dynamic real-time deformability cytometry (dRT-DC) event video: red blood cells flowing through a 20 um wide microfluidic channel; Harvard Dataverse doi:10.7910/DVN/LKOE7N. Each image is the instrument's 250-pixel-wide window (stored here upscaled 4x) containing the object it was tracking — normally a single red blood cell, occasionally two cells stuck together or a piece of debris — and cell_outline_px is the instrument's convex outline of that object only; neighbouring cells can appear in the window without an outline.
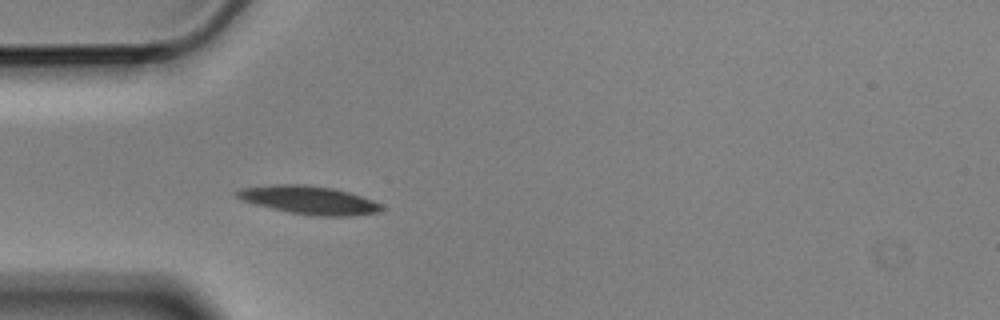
{"species": "Egyptian fruit bat (a non-hibernating species)", "species_latin": "Rousettus aegyptiacus", "temperature_condition": "cold", "stored_images_in_passage": 3, "camera_frame_rate_fps": 3000, "um_per_image_px": 0.085, "animal": {"sex": "male"}, "frame": {"image": 1, "passage_image": 3, "time_ms": 0.667, "image_size_px": [1000, 320], "cell_outline_px": [[384, 208], [380, 212], [352, 216], [320, 216], [292, 212], [272, 208], [240, 200], [236, 196], [236, 192], [244, 188], [272, 184], [304, 184], [332, 188], [348, 192], [372, 200], [380, 204]], "centroid_in_image_um": [26.29, 17.0], "position_along_channel_um": 58.7, "area_um2": 23.47}}